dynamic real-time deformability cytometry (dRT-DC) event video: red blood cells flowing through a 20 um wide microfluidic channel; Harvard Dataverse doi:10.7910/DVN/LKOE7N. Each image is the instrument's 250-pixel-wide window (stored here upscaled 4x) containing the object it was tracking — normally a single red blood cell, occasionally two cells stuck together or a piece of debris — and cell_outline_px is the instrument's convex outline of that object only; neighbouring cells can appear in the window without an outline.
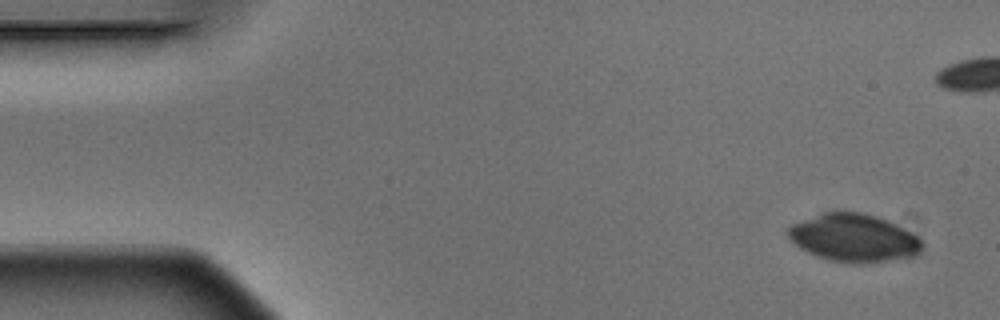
{"species": "Egyptian fruit bat (a non-hibernating species)", "species_latin": "Rousettus aegyptiacus", "temperature_condition": "warm", "stored_images_in_passage": 5, "camera_frame_rate_fps": 3000, "um_per_image_px": 0.085, "animal": {"sex": "male"}, "frame": {"image": 1, "passage_image": 1, "time_ms": 0.0, "image_size_px": [1000, 320], "cell_outline_px": [[924, 248], [916, 256], [864, 264], [852, 264], [828, 260], [816, 256], [800, 248], [788, 236], [788, 228], [792, 224], [824, 212], [860, 212], [876, 216], [888, 220], [916, 236], [924, 244]], "centroid_in_image_um": [72.59, 20.24], "position_along_channel_um": 12.4, "area_um2": 37.34}}